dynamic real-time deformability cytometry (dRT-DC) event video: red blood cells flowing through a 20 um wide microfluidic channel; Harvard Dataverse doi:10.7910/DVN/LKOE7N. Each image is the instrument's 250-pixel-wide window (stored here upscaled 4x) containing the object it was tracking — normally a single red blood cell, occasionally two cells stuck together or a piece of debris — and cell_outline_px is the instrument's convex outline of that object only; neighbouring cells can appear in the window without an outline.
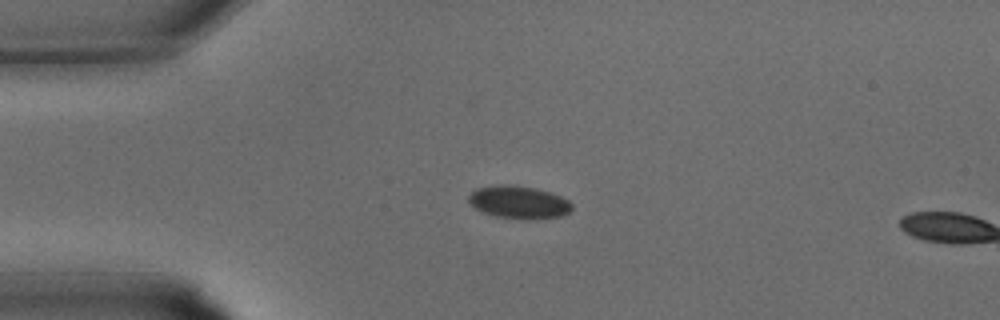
{"species": "common noctule bat (a hibernating species)", "species_latin": "Nyctalus noctula", "temperature_condition": "warm", "stored_images_in_passage": 2, "camera_frame_rate_fps": 3000, "um_per_image_px": 0.085, "animal": {"sex": "male", "body_mass_g": 15.6}, "frame": {"image": 1, "passage_image": 1, "time_ms": 0.0, "image_size_px": [1000, 320], "cell_outline_px": [[572, 212], [564, 216], [496, 216], [484, 212], [468, 204], [468, 196], [476, 188], [500, 184], [504, 184], [536, 188], [560, 196], [568, 200], [572, 204]], "centroid_in_image_um": [44.07, 17.13], "position_along_channel_um": 40.9, "area_um2": 18.84}}